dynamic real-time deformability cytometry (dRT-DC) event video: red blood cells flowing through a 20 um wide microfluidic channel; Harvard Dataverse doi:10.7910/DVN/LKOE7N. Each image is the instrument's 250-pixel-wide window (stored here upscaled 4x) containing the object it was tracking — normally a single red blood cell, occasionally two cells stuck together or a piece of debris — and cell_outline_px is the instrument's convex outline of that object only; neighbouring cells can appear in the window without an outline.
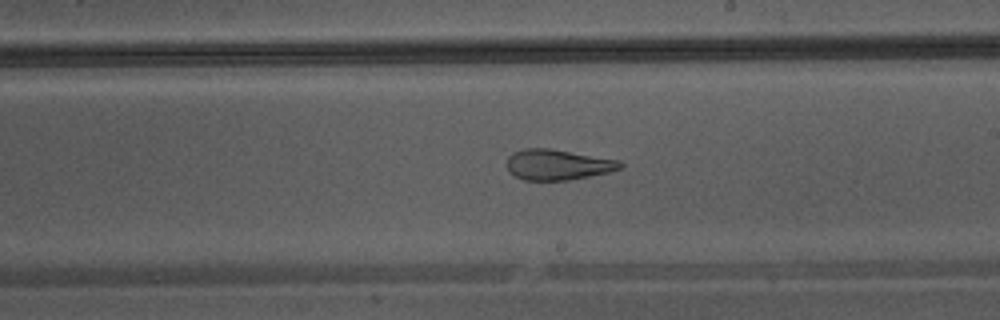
{"species": "Egyptian fruit bat (a non-hibernating species)", "species_latin": "Rousettus aegyptiacus", "temperature_condition": "warm", "stored_images_in_passage": 43, "camera_frame_rate_fps": 3000, "um_per_image_px": 0.085, "animal": {"sex": "male"}, "frame": {"image": 1, "passage_image": 25, "time_ms": 8.0, "image_size_px": [1000, 320], "cell_outline_px": [[624, 168], [608, 172], [568, 180], [524, 180], [508, 172], [508, 156], [512, 152], [524, 148], [548, 148], [620, 160], [624, 164]], "centroid_in_image_um": [47.41, 13.99], "position_along_channel_um": 241.6, "area_um2": 20.17}}